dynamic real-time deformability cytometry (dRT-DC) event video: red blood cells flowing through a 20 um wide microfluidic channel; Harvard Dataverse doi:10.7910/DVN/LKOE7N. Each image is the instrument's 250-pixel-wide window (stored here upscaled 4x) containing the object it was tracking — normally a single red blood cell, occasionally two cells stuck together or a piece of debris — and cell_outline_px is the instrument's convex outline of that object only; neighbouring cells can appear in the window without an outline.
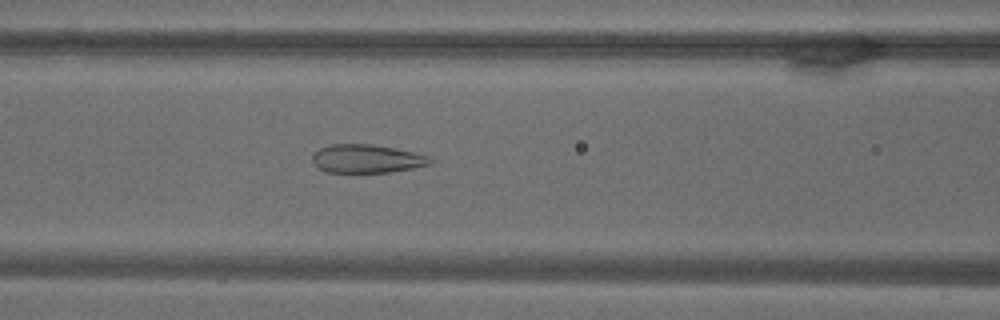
{"species": "common noctule bat (a hibernating species)", "species_latin": "Nyctalus noctula", "temperature_condition": "warm", "stored_images_in_passage": 51, "camera_frame_rate_fps": 3000, "um_per_image_px": 0.085, "animal": {"sex": "male", "body_mass_g": 18.8}, "frame": {"image": 1, "passage_image": 15, "time_ms": 4.667, "image_size_px": [1000, 320], "cell_outline_px": [[432, 164], [412, 168], [388, 172], [328, 172], [320, 168], [312, 160], [312, 156], [320, 148], [332, 144], [372, 144], [416, 152], [428, 156], [432, 160]], "centroid_in_image_um": [31.21, 13.48], "position_along_channel_um": 135.4, "area_um2": 19.31}}
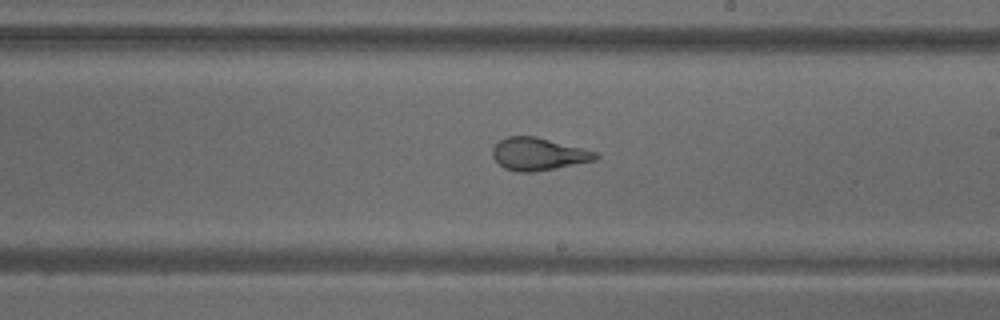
{"frame": {"image": 2, "passage_image": 26, "time_ms": 8.333, "image_size_px": [1000, 320], "cell_outline_px": [[600, 156], [596, 160], [556, 168], [532, 172], [520, 172], [504, 168], [492, 156], [492, 148], [500, 140], [508, 136], [536, 136], [596, 152]], "centroid_in_image_um": [45.75, 13.09], "position_along_channel_um": 243.3, "area_um2": 19.36}}
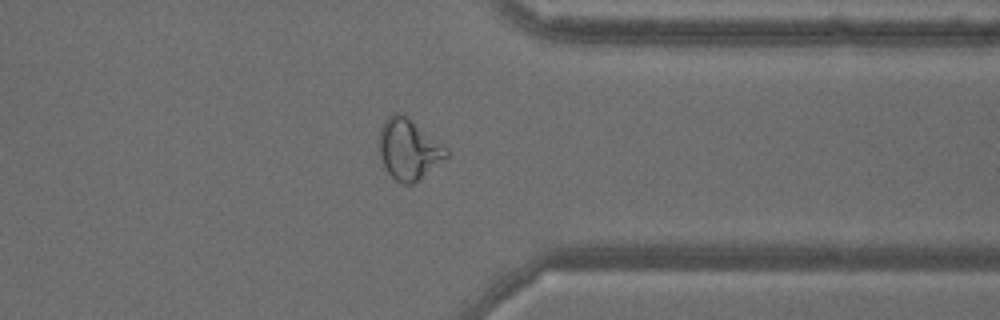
{"frame": {"image": 3, "passage_image": 40, "time_ms": 13.0, "image_size_px": [1000, 320], "cell_outline_px": [[448, 156], [412, 184], [404, 184], [396, 180], [384, 168], [380, 156], [380, 128], [384, 120], [388, 116], [396, 112], [408, 116], [444, 144], [448, 148]], "centroid_in_image_um": [34.74, 12.65], "position_along_channel_um": 376.7, "area_um2": 23.64}}